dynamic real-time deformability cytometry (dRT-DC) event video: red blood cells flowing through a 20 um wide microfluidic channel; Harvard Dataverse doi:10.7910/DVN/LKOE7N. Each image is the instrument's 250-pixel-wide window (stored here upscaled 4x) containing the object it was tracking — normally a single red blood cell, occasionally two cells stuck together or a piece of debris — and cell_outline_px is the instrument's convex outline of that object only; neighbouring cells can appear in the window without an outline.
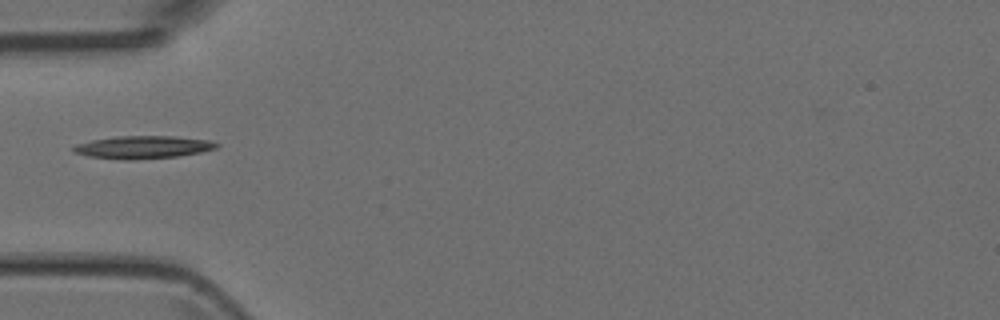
{"species": "Egyptian fruit bat (a non-hibernating species)", "species_latin": "Rousettus aegyptiacus", "temperature_condition": "room temperature", "stored_images_in_passage": 4, "segment_of_instrument_passage": [2, 2], "camera_frame_rate_fps": 3000, "um_per_image_px": 0.085, "animal": {"sex": "female"}, "frame": {"image": 1, "passage_image": 4, "time_ms": 3.333, "image_size_px": [1000, 320], "cell_outline_px": [[220, 144], [216, 148], [200, 152], [176, 156], [132, 160], [124, 160], [88, 156], [76, 152], [72, 148], [76, 144], [92, 140], [116, 136], [172, 136], [208, 140]], "centroid_in_image_um": [12.14, 12.51], "position_along_channel_um": 72.9, "area_um2": 18.73}}